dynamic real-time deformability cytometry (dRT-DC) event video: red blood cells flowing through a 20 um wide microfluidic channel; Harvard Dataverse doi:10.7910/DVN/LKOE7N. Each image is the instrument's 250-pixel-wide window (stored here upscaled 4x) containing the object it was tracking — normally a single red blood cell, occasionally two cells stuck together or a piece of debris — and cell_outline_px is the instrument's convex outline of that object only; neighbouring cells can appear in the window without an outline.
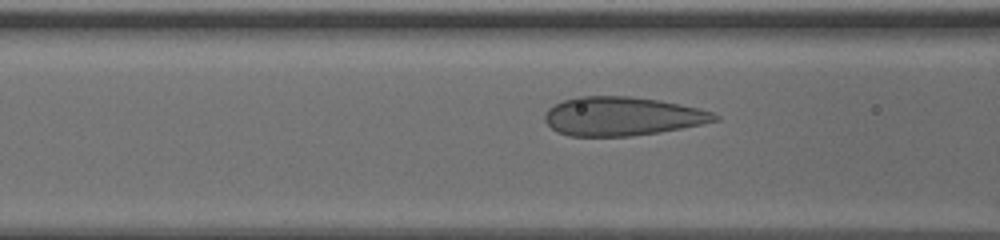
{"species": "human", "species_latin": "Homo sapiens", "temperature_condition": "cold", "stored_images_in_passage": 41, "camera_frame_rate_fps": 3000, "um_per_image_px": 0.085, "donor": {"sex": "male"}, "frame": {"image": 1, "passage_image": 14, "time_ms": 4.333, "image_size_px": [1000, 240], "cell_outline_px": [[720, 120], [660, 132], [632, 136], [568, 136], [556, 132], [544, 120], [544, 116], [548, 108], [564, 100], [576, 96], [632, 96], [660, 100], [700, 108], [712, 112], [720, 116]], "centroid_in_image_um": [52.88, 9.88], "position_along_channel_um": 113.7, "area_um2": 38.55}}
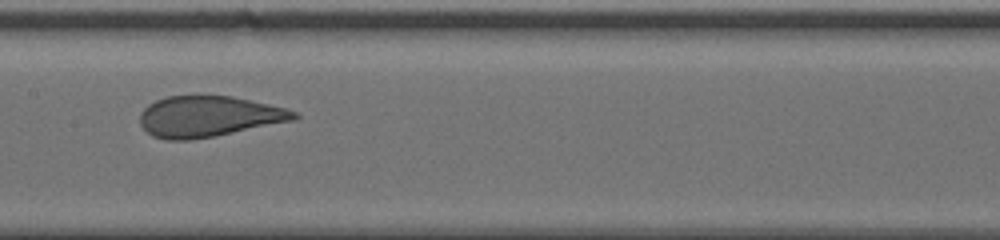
{"frame": {"image": 2, "passage_image": 20, "time_ms": 6.333, "image_size_px": [1000, 240], "cell_outline_px": [[300, 116], [296, 120], [192, 140], [164, 140], [152, 136], [140, 124], [140, 112], [148, 104], [156, 100], [168, 96], [232, 96], [268, 104], [284, 108], [296, 112]], "centroid_in_image_um": [17.71, 9.9], "position_along_channel_um": 189.7, "area_um2": 36.53}}
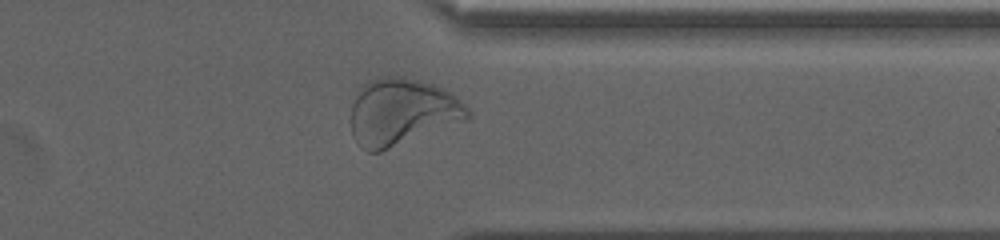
{"frame": {"image": 3, "passage_image": 35, "time_ms": 11.333, "image_size_px": [1000, 240], "cell_outline_px": [[472, 116], [468, 120], [380, 152], [368, 152], [356, 144], [352, 136], [352, 104], [356, 96], [364, 84], [368, 80], [384, 76], [404, 76], [420, 80], [444, 88], [456, 96], [472, 112]], "centroid_in_image_um": [34.19, 9.52], "position_along_channel_um": 377.2, "area_um2": 45.89}}